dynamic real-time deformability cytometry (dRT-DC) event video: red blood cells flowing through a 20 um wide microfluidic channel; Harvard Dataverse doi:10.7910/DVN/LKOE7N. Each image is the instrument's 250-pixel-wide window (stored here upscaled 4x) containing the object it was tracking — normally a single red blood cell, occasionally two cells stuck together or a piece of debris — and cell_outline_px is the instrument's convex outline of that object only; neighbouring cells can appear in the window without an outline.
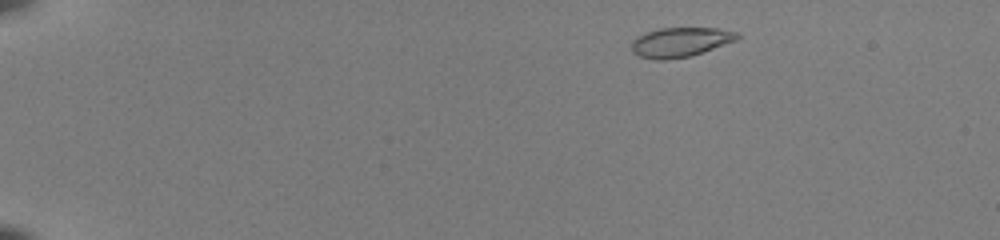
{"species": "common noctule bat (a hibernating species)", "species_latin": "Nyctalus noctula", "temperature_condition": "room temperature", "stored_images_in_passage": 47, "camera_frame_rate_fps": 3000, "um_per_image_px": 0.085, "animal": {"sex": "female", "body_mass_g": 22.0, "forearm_length_mm": 56.7}, "frame": {"image": 1, "passage_image": 3, "time_ms": 0.667, "image_size_px": [1000, 240], "cell_outline_px": [[740, 36], [736, 40], [692, 56], [664, 60], [652, 60], [640, 56], [632, 52], [632, 40], [648, 32], [660, 28], [720, 28], [736, 32]], "centroid_in_image_um": [57.83, 3.59], "position_along_channel_um": 27.2, "area_um2": 18.09}}
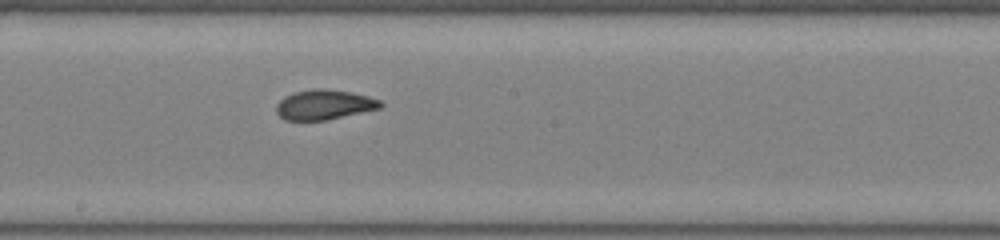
{"frame": {"image": 2, "passage_image": 26, "time_ms": 8.333, "image_size_px": [1000, 240], "cell_outline_px": [[384, 104], [380, 108], [328, 120], [284, 120], [276, 112], [276, 104], [284, 96], [292, 92], [312, 88], [324, 88], [348, 92], [368, 96], [380, 100]], "centroid_in_image_um": [27.53, 8.89], "position_along_channel_um": 220.7, "area_um2": 18.26}}
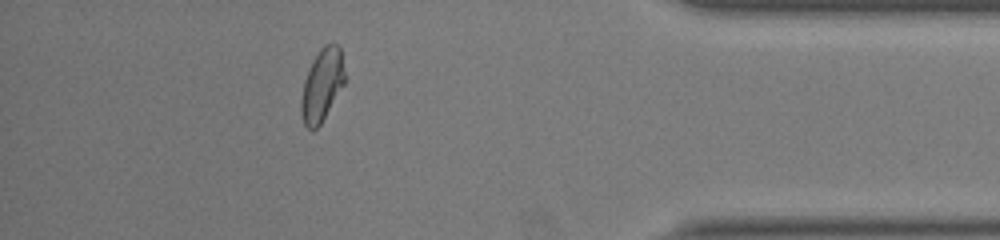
{"frame": {"image": 3, "passage_image": 42, "time_ms": 13.667, "image_size_px": [1000, 240], "cell_outline_px": [[344, 84], [320, 124], [312, 132], [304, 124], [300, 112], [300, 100], [304, 80], [320, 48], [324, 44], [336, 44], [340, 48], [344, 72]], "centroid_in_image_um": [27.35, 7.26], "position_along_channel_um": 407.9, "area_um2": 18.03}, "authors_computed_cell_mechanics": {"area_um2": 18.4382, "velocity_mm_per_s": 4.0031, "shape_relaxation_time_tau1_ms": null, "shape_relaxation_time_tau2_ms": 0.7211, "deformation_change_tau1": null, "deformation_change_tau2": 0.0526}}